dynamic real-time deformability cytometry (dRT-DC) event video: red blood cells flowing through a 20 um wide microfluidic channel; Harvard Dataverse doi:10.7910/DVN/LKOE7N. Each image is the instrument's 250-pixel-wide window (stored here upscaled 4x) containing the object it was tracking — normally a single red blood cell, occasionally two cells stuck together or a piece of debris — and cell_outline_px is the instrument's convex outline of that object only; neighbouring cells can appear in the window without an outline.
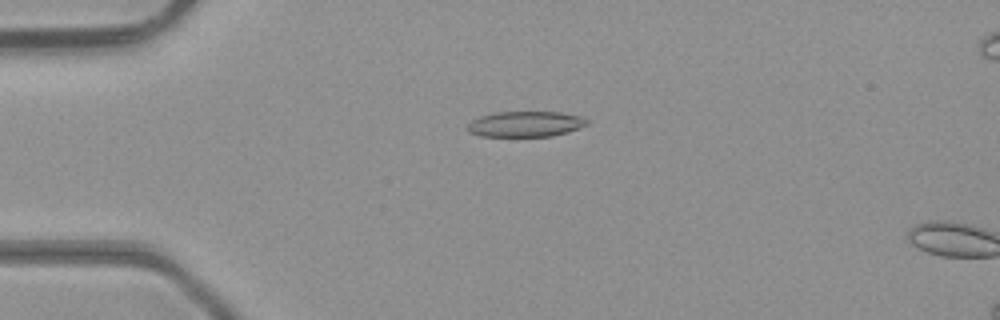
{"species": "common noctule bat (a hibernating species)", "species_latin": "Nyctalus noctula", "temperature_condition": "room temperature", "stored_images_in_passage": 14, "camera_frame_rate_fps": 3000, "um_per_image_px": 0.085, "animal": {"sex": "male", "body_mass_g": 23.1, "forearm_length_mm": 52.7}, "frame": {"image": 1, "passage_image": 12, "time_ms": 3.667, "image_size_px": [1000, 320], "cell_outline_px": [[588, 124], [568, 132], [552, 136], [480, 136], [468, 132], [468, 124], [472, 120], [480, 116], [496, 112], [560, 112], [580, 116], [588, 120]], "centroid_in_image_um": [44.66, 10.54], "position_along_channel_um": 40.3, "area_um2": 17.74}}